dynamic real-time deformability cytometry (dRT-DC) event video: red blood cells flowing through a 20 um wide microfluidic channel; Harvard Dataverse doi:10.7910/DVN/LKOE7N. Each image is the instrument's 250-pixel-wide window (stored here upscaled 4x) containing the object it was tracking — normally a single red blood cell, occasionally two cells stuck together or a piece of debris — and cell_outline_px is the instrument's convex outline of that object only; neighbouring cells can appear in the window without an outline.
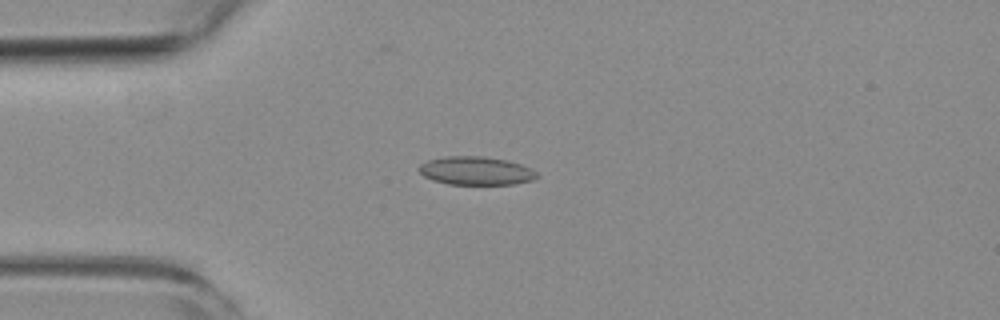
{"species": "common noctule bat (a hibernating species)", "species_latin": "Nyctalus noctula", "temperature_condition": "room temperature", "stored_images_in_passage": 48, "camera_frame_rate_fps": 3000, "um_per_image_px": 0.085, "animal": {"sex": "female", "body_mass_g": 19.3, "forearm_length_mm": 54.1}, "frame": {"image": 1, "passage_image": 8, "time_ms": 2.333, "image_size_px": [1000, 320], "cell_outline_px": [[540, 176], [532, 180], [516, 184], [448, 184], [432, 180], [424, 176], [416, 168], [420, 164], [428, 160], [444, 156], [484, 156], [508, 160], [532, 168]], "centroid_in_image_um": [40.46, 14.51], "position_along_channel_um": 44.5, "area_um2": 19.71}}
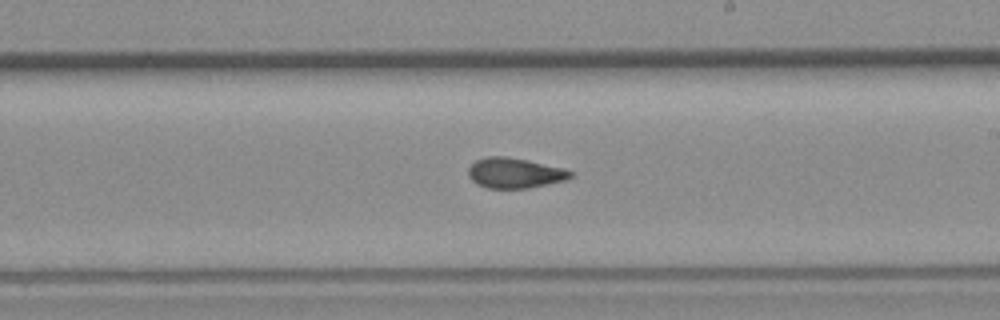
{"frame": {"image": 2, "passage_image": 25, "time_ms": 8.0, "image_size_px": [1000, 320], "cell_outline_px": [[572, 176], [568, 180], [528, 188], [488, 188], [476, 184], [468, 176], [468, 168], [476, 160], [488, 156], [504, 156], [528, 160], [564, 168], [572, 172]], "centroid_in_image_um": [43.75, 14.7], "position_along_channel_um": 245.2, "area_um2": 18.09}}
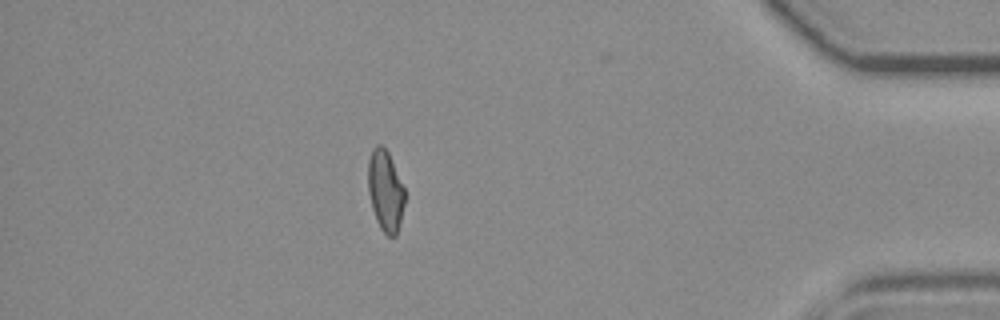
{"frame": {"image": 3, "passage_image": 41, "time_ms": 13.333, "image_size_px": [1000, 320], "cell_outline_px": [[404, 204], [396, 236], [388, 236], [380, 228], [376, 220], [372, 208], [368, 192], [368, 160], [372, 148], [376, 144], [380, 144], [388, 152], [404, 188]], "centroid_in_image_um": [32.73, 16.2], "position_along_channel_um": 402.5, "area_um2": 17.17}, "authors_computed_cell_mechanics": {"area_um2": 18.207, "velocity_mm_per_s": 3.8438, "shape_relaxation_time_tau1_ms": null, "shape_relaxation_time_tau2_ms": 1.7033, "deformation_change_tau1": null, "deformation_change_tau2": 0.081}}